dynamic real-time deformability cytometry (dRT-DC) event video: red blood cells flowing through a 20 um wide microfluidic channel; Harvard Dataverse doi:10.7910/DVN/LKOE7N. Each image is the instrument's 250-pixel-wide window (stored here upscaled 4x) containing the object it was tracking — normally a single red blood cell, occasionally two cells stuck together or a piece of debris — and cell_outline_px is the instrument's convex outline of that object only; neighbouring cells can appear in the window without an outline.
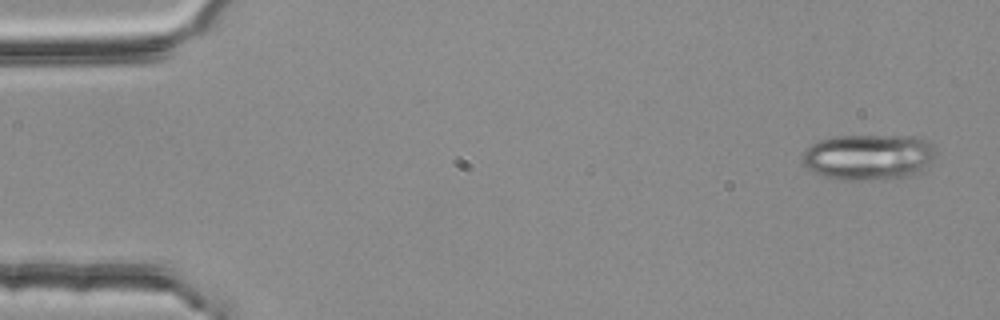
{"species": "common noctule bat (a hibernating species)", "species_latin": "Nyctalus noctula", "temperature_condition": "room temperature", "stored_images_in_passage": 4, "camera_frame_rate_fps": 3000, "um_per_image_px": 0.085, "animal": {"sex": "female", "body_mass_g": 25.1}, "frame": {"image": 1, "passage_image": 4, "time_ms": 1.0, "image_size_px": [1000, 320], "cell_outline_px": [[932, 160], [920, 172], [912, 176], [884, 180], [840, 180], [820, 176], [804, 168], [804, 152], [812, 144], [820, 140], [836, 136], [916, 136], [928, 140], [932, 144]], "centroid_in_image_um": [73.81, 13.37], "position_along_channel_um": 11.2, "area_um2": 35.89}}